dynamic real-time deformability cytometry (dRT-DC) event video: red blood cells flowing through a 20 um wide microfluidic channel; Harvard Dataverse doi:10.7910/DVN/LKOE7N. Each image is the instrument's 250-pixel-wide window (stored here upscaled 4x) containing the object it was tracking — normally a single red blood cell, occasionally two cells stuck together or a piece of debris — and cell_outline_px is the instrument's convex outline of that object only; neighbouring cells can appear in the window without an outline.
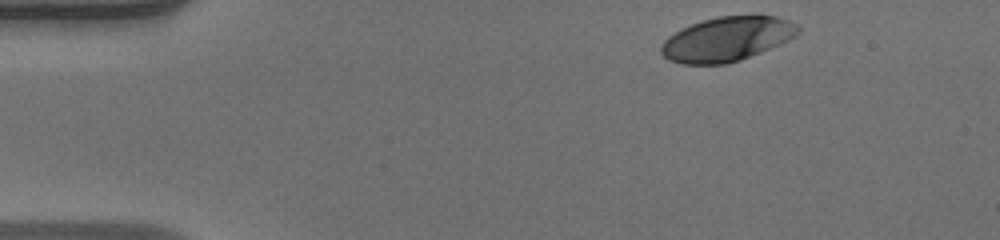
{"species": "human", "species_latin": "Homo sapiens", "temperature_condition": "warm", "stored_images_in_passage": 37, "camera_frame_rate_fps": 3000, "um_per_image_px": 0.085, "donor": {"sex": "male"}, "frame": {"image": 1, "passage_image": 1, "time_ms": 0.0, "image_size_px": [1000, 240], "cell_outline_px": [[800, 32], [796, 36], [788, 40], [740, 60], [724, 64], [680, 64], [668, 60], [660, 52], [660, 44], [668, 36], [692, 24], [716, 16], [752, 12], [760, 12], [776, 16], [788, 20], [796, 24], [800, 28]], "centroid_in_image_um": [61.82, 3.27], "position_along_channel_um": 23.2, "area_um2": 36.13}}
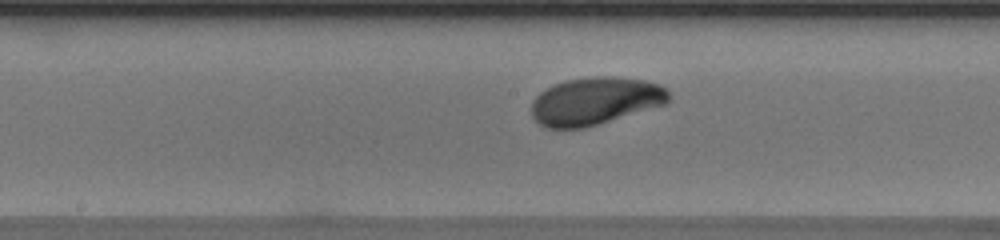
{"frame": {"image": 2, "passage_image": 20, "time_ms": 6.333, "image_size_px": [1000, 240], "cell_outline_px": [[672, 96], [664, 104], [584, 128], [544, 128], [532, 116], [532, 100], [540, 92], [556, 84], [568, 80], [592, 76], [616, 76], [644, 80], [660, 84], [668, 88]], "centroid_in_image_um": [50.61, 8.57], "position_along_channel_um": 197.6, "area_um2": 37.97}}
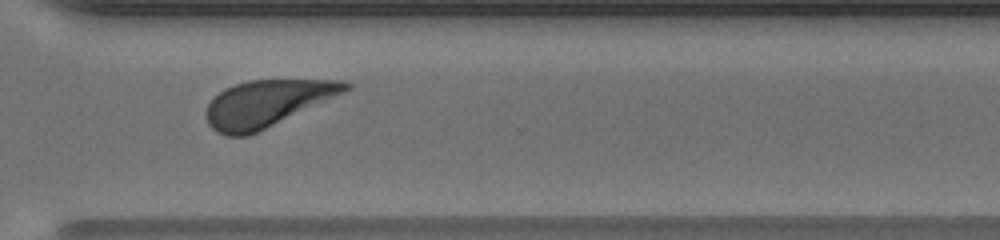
{"frame": {"image": 3, "passage_image": 31, "time_ms": 10.0, "image_size_px": [1000, 240], "cell_outline_px": [[352, 88], [344, 92], [248, 136], [224, 136], [216, 132], [208, 124], [204, 116], [204, 112], [208, 104], [224, 88], [248, 80], [340, 80], [352, 84]], "centroid_in_image_um": [22.63, 8.79], "position_along_channel_um": 348.0, "area_um2": 37.4}, "authors_computed_cell_mechanics": {"area_um2": 37.9168, "velocity_mm_per_s": 4.0977, "shape_relaxation_time_tau1_ms": 4.2166, "shape_relaxation_time_tau2_ms": null, "deformation_change_tau1": 0.2084, "deformation_change_tau2": null}}